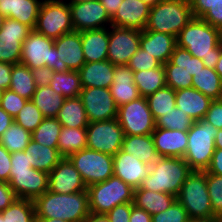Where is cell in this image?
Wrapping results in <instances>:
<instances>
[{
  "label": "cell",
  "instance_id": "9",
  "mask_svg": "<svg viewBox=\"0 0 222 222\" xmlns=\"http://www.w3.org/2000/svg\"><path fill=\"white\" fill-rule=\"evenodd\" d=\"M34 30L51 39L72 32L74 28L69 4L64 0H43Z\"/></svg>",
  "mask_w": 222,
  "mask_h": 222
},
{
  "label": "cell",
  "instance_id": "45",
  "mask_svg": "<svg viewBox=\"0 0 222 222\" xmlns=\"http://www.w3.org/2000/svg\"><path fill=\"white\" fill-rule=\"evenodd\" d=\"M44 118L45 117L36 105L31 100H28L14 118V121L25 130L32 133L41 124Z\"/></svg>",
  "mask_w": 222,
  "mask_h": 222
},
{
  "label": "cell",
  "instance_id": "25",
  "mask_svg": "<svg viewBox=\"0 0 222 222\" xmlns=\"http://www.w3.org/2000/svg\"><path fill=\"white\" fill-rule=\"evenodd\" d=\"M43 0H0V13L34 30Z\"/></svg>",
  "mask_w": 222,
  "mask_h": 222
},
{
  "label": "cell",
  "instance_id": "38",
  "mask_svg": "<svg viewBox=\"0 0 222 222\" xmlns=\"http://www.w3.org/2000/svg\"><path fill=\"white\" fill-rule=\"evenodd\" d=\"M36 88L31 69L22 63L14 64L9 89L26 100H31Z\"/></svg>",
  "mask_w": 222,
  "mask_h": 222
},
{
  "label": "cell",
  "instance_id": "35",
  "mask_svg": "<svg viewBox=\"0 0 222 222\" xmlns=\"http://www.w3.org/2000/svg\"><path fill=\"white\" fill-rule=\"evenodd\" d=\"M134 82L140 96L147 97L155 93L160 88L166 86L164 64L154 69L134 72Z\"/></svg>",
  "mask_w": 222,
  "mask_h": 222
},
{
  "label": "cell",
  "instance_id": "31",
  "mask_svg": "<svg viewBox=\"0 0 222 222\" xmlns=\"http://www.w3.org/2000/svg\"><path fill=\"white\" fill-rule=\"evenodd\" d=\"M175 200L176 197L169 193L153 192L141 187L134 190V205L150 215L164 212Z\"/></svg>",
  "mask_w": 222,
  "mask_h": 222
},
{
  "label": "cell",
  "instance_id": "58",
  "mask_svg": "<svg viewBox=\"0 0 222 222\" xmlns=\"http://www.w3.org/2000/svg\"><path fill=\"white\" fill-rule=\"evenodd\" d=\"M194 18H201L218 0H189Z\"/></svg>",
  "mask_w": 222,
  "mask_h": 222
},
{
  "label": "cell",
  "instance_id": "29",
  "mask_svg": "<svg viewBox=\"0 0 222 222\" xmlns=\"http://www.w3.org/2000/svg\"><path fill=\"white\" fill-rule=\"evenodd\" d=\"M121 150L132 154L135 158L140 159L149 166L159 158L151 134L125 135Z\"/></svg>",
  "mask_w": 222,
  "mask_h": 222
},
{
  "label": "cell",
  "instance_id": "28",
  "mask_svg": "<svg viewBox=\"0 0 222 222\" xmlns=\"http://www.w3.org/2000/svg\"><path fill=\"white\" fill-rule=\"evenodd\" d=\"M81 42L86 63L107 60L109 27L81 31Z\"/></svg>",
  "mask_w": 222,
  "mask_h": 222
},
{
  "label": "cell",
  "instance_id": "20",
  "mask_svg": "<svg viewBox=\"0 0 222 222\" xmlns=\"http://www.w3.org/2000/svg\"><path fill=\"white\" fill-rule=\"evenodd\" d=\"M150 8L151 6L141 0H123L111 18V25L143 31L148 21Z\"/></svg>",
  "mask_w": 222,
  "mask_h": 222
},
{
  "label": "cell",
  "instance_id": "19",
  "mask_svg": "<svg viewBox=\"0 0 222 222\" xmlns=\"http://www.w3.org/2000/svg\"><path fill=\"white\" fill-rule=\"evenodd\" d=\"M149 172V165L121 149L113 156V175L129 184L134 190L140 188Z\"/></svg>",
  "mask_w": 222,
  "mask_h": 222
},
{
  "label": "cell",
  "instance_id": "51",
  "mask_svg": "<svg viewBox=\"0 0 222 222\" xmlns=\"http://www.w3.org/2000/svg\"><path fill=\"white\" fill-rule=\"evenodd\" d=\"M204 120L211 123L218 130L222 129V99L211 101Z\"/></svg>",
  "mask_w": 222,
  "mask_h": 222
},
{
  "label": "cell",
  "instance_id": "3",
  "mask_svg": "<svg viewBox=\"0 0 222 222\" xmlns=\"http://www.w3.org/2000/svg\"><path fill=\"white\" fill-rule=\"evenodd\" d=\"M193 170L183 158L159 157L151 166L141 188L178 196L181 186Z\"/></svg>",
  "mask_w": 222,
  "mask_h": 222
},
{
  "label": "cell",
  "instance_id": "36",
  "mask_svg": "<svg viewBox=\"0 0 222 222\" xmlns=\"http://www.w3.org/2000/svg\"><path fill=\"white\" fill-rule=\"evenodd\" d=\"M86 128L62 127L58 138V151L62 157H69L71 154L87 148Z\"/></svg>",
  "mask_w": 222,
  "mask_h": 222
},
{
  "label": "cell",
  "instance_id": "24",
  "mask_svg": "<svg viewBox=\"0 0 222 222\" xmlns=\"http://www.w3.org/2000/svg\"><path fill=\"white\" fill-rule=\"evenodd\" d=\"M177 46L175 36L170 34L143 30L140 37V48L156 58L162 64L169 61Z\"/></svg>",
  "mask_w": 222,
  "mask_h": 222
},
{
  "label": "cell",
  "instance_id": "71",
  "mask_svg": "<svg viewBox=\"0 0 222 222\" xmlns=\"http://www.w3.org/2000/svg\"><path fill=\"white\" fill-rule=\"evenodd\" d=\"M5 19H6V17L0 13V30L3 26V23H4Z\"/></svg>",
  "mask_w": 222,
  "mask_h": 222
},
{
  "label": "cell",
  "instance_id": "62",
  "mask_svg": "<svg viewBox=\"0 0 222 222\" xmlns=\"http://www.w3.org/2000/svg\"><path fill=\"white\" fill-rule=\"evenodd\" d=\"M105 8L107 14L112 18L117 12L123 0H99Z\"/></svg>",
  "mask_w": 222,
  "mask_h": 222
},
{
  "label": "cell",
  "instance_id": "13",
  "mask_svg": "<svg viewBox=\"0 0 222 222\" xmlns=\"http://www.w3.org/2000/svg\"><path fill=\"white\" fill-rule=\"evenodd\" d=\"M141 32L123 27H109L107 60L113 65H127L140 48Z\"/></svg>",
  "mask_w": 222,
  "mask_h": 222
},
{
  "label": "cell",
  "instance_id": "34",
  "mask_svg": "<svg viewBox=\"0 0 222 222\" xmlns=\"http://www.w3.org/2000/svg\"><path fill=\"white\" fill-rule=\"evenodd\" d=\"M192 87L212 100L222 99V79L214 69L204 66L193 76Z\"/></svg>",
  "mask_w": 222,
  "mask_h": 222
},
{
  "label": "cell",
  "instance_id": "10",
  "mask_svg": "<svg viewBox=\"0 0 222 222\" xmlns=\"http://www.w3.org/2000/svg\"><path fill=\"white\" fill-rule=\"evenodd\" d=\"M68 158L79 171L87 187L113 176V155L86 148Z\"/></svg>",
  "mask_w": 222,
  "mask_h": 222
},
{
  "label": "cell",
  "instance_id": "43",
  "mask_svg": "<svg viewBox=\"0 0 222 222\" xmlns=\"http://www.w3.org/2000/svg\"><path fill=\"white\" fill-rule=\"evenodd\" d=\"M193 123L187 114L175 107L155 120V128L188 131Z\"/></svg>",
  "mask_w": 222,
  "mask_h": 222
},
{
  "label": "cell",
  "instance_id": "55",
  "mask_svg": "<svg viewBox=\"0 0 222 222\" xmlns=\"http://www.w3.org/2000/svg\"><path fill=\"white\" fill-rule=\"evenodd\" d=\"M37 87L50 86L53 77V70L47 66L31 69Z\"/></svg>",
  "mask_w": 222,
  "mask_h": 222
},
{
  "label": "cell",
  "instance_id": "22",
  "mask_svg": "<svg viewBox=\"0 0 222 222\" xmlns=\"http://www.w3.org/2000/svg\"><path fill=\"white\" fill-rule=\"evenodd\" d=\"M58 58L69 70L78 71L86 62L84 59L81 32L73 30L54 39Z\"/></svg>",
  "mask_w": 222,
  "mask_h": 222
},
{
  "label": "cell",
  "instance_id": "60",
  "mask_svg": "<svg viewBox=\"0 0 222 222\" xmlns=\"http://www.w3.org/2000/svg\"><path fill=\"white\" fill-rule=\"evenodd\" d=\"M205 172L222 176V149H215L210 165Z\"/></svg>",
  "mask_w": 222,
  "mask_h": 222
},
{
  "label": "cell",
  "instance_id": "56",
  "mask_svg": "<svg viewBox=\"0 0 222 222\" xmlns=\"http://www.w3.org/2000/svg\"><path fill=\"white\" fill-rule=\"evenodd\" d=\"M11 170V153L0 144V181L9 182Z\"/></svg>",
  "mask_w": 222,
  "mask_h": 222
},
{
  "label": "cell",
  "instance_id": "68",
  "mask_svg": "<svg viewBox=\"0 0 222 222\" xmlns=\"http://www.w3.org/2000/svg\"><path fill=\"white\" fill-rule=\"evenodd\" d=\"M36 222H69V221L56 218H37Z\"/></svg>",
  "mask_w": 222,
  "mask_h": 222
},
{
  "label": "cell",
  "instance_id": "41",
  "mask_svg": "<svg viewBox=\"0 0 222 222\" xmlns=\"http://www.w3.org/2000/svg\"><path fill=\"white\" fill-rule=\"evenodd\" d=\"M31 139V132L13 121L11 126L0 136V144L10 153H14L24 151Z\"/></svg>",
  "mask_w": 222,
  "mask_h": 222
},
{
  "label": "cell",
  "instance_id": "72",
  "mask_svg": "<svg viewBox=\"0 0 222 222\" xmlns=\"http://www.w3.org/2000/svg\"><path fill=\"white\" fill-rule=\"evenodd\" d=\"M2 93H3V90L0 89V100H1V98H2Z\"/></svg>",
  "mask_w": 222,
  "mask_h": 222
},
{
  "label": "cell",
  "instance_id": "26",
  "mask_svg": "<svg viewBox=\"0 0 222 222\" xmlns=\"http://www.w3.org/2000/svg\"><path fill=\"white\" fill-rule=\"evenodd\" d=\"M176 107L193 121L204 119L212 99L193 87L175 91Z\"/></svg>",
  "mask_w": 222,
  "mask_h": 222
},
{
  "label": "cell",
  "instance_id": "2",
  "mask_svg": "<svg viewBox=\"0 0 222 222\" xmlns=\"http://www.w3.org/2000/svg\"><path fill=\"white\" fill-rule=\"evenodd\" d=\"M33 202L37 218L83 222L89 214L87 190L73 194H59L47 190Z\"/></svg>",
  "mask_w": 222,
  "mask_h": 222
},
{
  "label": "cell",
  "instance_id": "4",
  "mask_svg": "<svg viewBox=\"0 0 222 222\" xmlns=\"http://www.w3.org/2000/svg\"><path fill=\"white\" fill-rule=\"evenodd\" d=\"M192 18L189 0H161L151 6L144 30L166 33L177 38Z\"/></svg>",
  "mask_w": 222,
  "mask_h": 222
},
{
  "label": "cell",
  "instance_id": "49",
  "mask_svg": "<svg viewBox=\"0 0 222 222\" xmlns=\"http://www.w3.org/2000/svg\"><path fill=\"white\" fill-rule=\"evenodd\" d=\"M161 65L162 63L160 61L141 48L137 50L127 64L133 72L150 70L160 67Z\"/></svg>",
  "mask_w": 222,
  "mask_h": 222
},
{
  "label": "cell",
  "instance_id": "44",
  "mask_svg": "<svg viewBox=\"0 0 222 222\" xmlns=\"http://www.w3.org/2000/svg\"><path fill=\"white\" fill-rule=\"evenodd\" d=\"M169 61L174 65V70H184L192 76L203 69L204 63L201 59L192 56V54L183 48L176 46Z\"/></svg>",
  "mask_w": 222,
  "mask_h": 222
},
{
  "label": "cell",
  "instance_id": "70",
  "mask_svg": "<svg viewBox=\"0 0 222 222\" xmlns=\"http://www.w3.org/2000/svg\"><path fill=\"white\" fill-rule=\"evenodd\" d=\"M87 1H94V0H68L66 1L67 3H81V2H87Z\"/></svg>",
  "mask_w": 222,
  "mask_h": 222
},
{
  "label": "cell",
  "instance_id": "33",
  "mask_svg": "<svg viewBox=\"0 0 222 222\" xmlns=\"http://www.w3.org/2000/svg\"><path fill=\"white\" fill-rule=\"evenodd\" d=\"M31 101L45 118H56L65 98L54 92L50 86L37 87Z\"/></svg>",
  "mask_w": 222,
  "mask_h": 222
},
{
  "label": "cell",
  "instance_id": "73",
  "mask_svg": "<svg viewBox=\"0 0 222 222\" xmlns=\"http://www.w3.org/2000/svg\"><path fill=\"white\" fill-rule=\"evenodd\" d=\"M0 222H3V217L1 215V213H0Z\"/></svg>",
  "mask_w": 222,
  "mask_h": 222
},
{
  "label": "cell",
  "instance_id": "15",
  "mask_svg": "<svg viewBox=\"0 0 222 222\" xmlns=\"http://www.w3.org/2000/svg\"><path fill=\"white\" fill-rule=\"evenodd\" d=\"M31 31L27 25L6 18L0 30V62L13 65L20 63L22 43Z\"/></svg>",
  "mask_w": 222,
  "mask_h": 222
},
{
  "label": "cell",
  "instance_id": "7",
  "mask_svg": "<svg viewBox=\"0 0 222 222\" xmlns=\"http://www.w3.org/2000/svg\"><path fill=\"white\" fill-rule=\"evenodd\" d=\"M30 69L47 66L53 72L69 71L66 64L58 58L54 39L32 30L22 43L21 62Z\"/></svg>",
  "mask_w": 222,
  "mask_h": 222
},
{
  "label": "cell",
  "instance_id": "16",
  "mask_svg": "<svg viewBox=\"0 0 222 222\" xmlns=\"http://www.w3.org/2000/svg\"><path fill=\"white\" fill-rule=\"evenodd\" d=\"M68 4L75 31L81 32L111 26V18L99 0Z\"/></svg>",
  "mask_w": 222,
  "mask_h": 222
},
{
  "label": "cell",
  "instance_id": "47",
  "mask_svg": "<svg viewBox=\"0 0 222 222\" xmlns=\"http://www.w3.org/2000/svg\"><path fill=\"white\" fill-rule=\"evenodd\" d=\"M166 85L173 90H181L192 87L193 76L184 70H174V65L168 61L164 64Z\"/></svg>",
  "mask_w": 222,
  "mask_h": 222
},
{
  "label": "cell",
  "instance_id": "23",
  "mask_svg": "<svg viewBox=\"0 0 222 222\" xmlns=\"http://www.w3.org/2000/svg\"><path fill=\"white\" fill-rule=\"evenodd\" d=\"M109 89L118 107L141 97L134 82V72L127 65H114L113 83Z\"/></svg>",
  "mask_w": 222,
  "mask_h": 222
},
{
  "label": "cell",
  "instance_id": "64",
  "mask_svg": "<svg viewBox=\"0 0 222 222\" xmlns=\"http://www.w3.org/2000/svg\"><path fill=\"white\" fill-rule=\"evenodd\" d=\"M83 222H110L106 214H96L89 212L87 218Z\"/></svg>",
  "mask_w": 222,
  "mask_h": 222
},
{
  "label": "cell",
  "instance_id": "66",
  "mask_svg": "<svg viewBox=\"0 0 222 222\" xmlns=\"http://www.w3.org/2000/svg\"><path fill=\"white\" fill-rule=\"evenodd\" d=\"M214 142L215 148L222 149V129L218 130Z\"/></svg>",
  "mask_w": 222,
  "mask_h": 222
},
{
  "label": "cell",
  "instance_id": "12",
  "mask_svg": "<svg viewBox=\"0 0 222 222\" xmlns=\"http://www.w3.org/2000/svg\"><path fill=\"white\" fill-rule=\"evenodd\" d=\"M87 148L108 155H115L122 146L124 132L117 118L89 123Z\"/></svg>",
  "mask_w": 222,
  "mask_h": 222
},
{
  "label": "cell",
  "instance_id": "6",
  "mask_svg": "<svg viewBox=\"0 0 222 222\" xmlns=\"http://www.w3.org/2000/svg\"><path fill=\"white\" fill-rule=\"evenodd\" d=\"M89 212L106 214L115 206L134 201V189L116 176L87 187Z\"/></svg>",
  "mask_w": 222,
  "mask_h": 222
},
{
  "label": "cell",
  "instance_id": "52",
  "mask_svg": "<svg viewBox=\"0 0 222 222\" xmlns=\"http://www.w3.org/2000/svg\"><path fill=\"white\" fill-rule=\"evenodd\" d=\"M133 206V202L117 205L111 211L106 213V216L110 222H129Z\"/></svg>",
  "mask_w": 222,
  "mask_h": 222
},
{
  "label": "cell",
  "instance_id": "57",
  "mask_svg": "<svg viewBox=\"0 0 222 222\" xmlns=\"http://www.w3.org/2000/svg\"><path fill=\"white\" fill-rule=\"evenodd\" d=\"M17 199L8 182L0 181V212L4 211Z\"/></svg>",
  "mask_w": 222,
  "mask_h": 222
},
{
  "label": "cell",
  "instance_id": "69",
  "mask_svg": "<svg viewBox=\"0 0 222 222\" xmlns=\"http://www.w3.org/2000/svg\"><path fill=\"white\" fill-rule=\"evenodd\" d=\"M141 1L145 2L149 6H154L156 3H158L161 0H141Z\"/></svg>",
  "mask_w": 222,
  "mask_h": 222
},
{
  "label": "cell",
  "instance_id": "46",
  "mask_svg": "<svg viewBox=\"0 0 222 222\" xmlns=\"http://www.w3.org/2000/svg\"><path fill=\"white\" fill-rule=\"evenodd\" d=\"M206 183L215 218H222V176L206 172Z\"/></svg>",
  "mask_w": 222,
  "mask_h": 222
},
{
  "label": "cell",
  "instance_id": "37",
  "mask_svg": "<svg viewBox=\"0 0 222 222\" xmlns=\"http://www.w3.org/2000/svg\"><path fill=\"white\" fill-rule=\"evenodd\" d=\"M50 87L65 99L80 96L82 85L79 72L73 70L54 72Z\"/></svg>",
  "mask_w": 222,
  "mask_h": 222
},
{
  "label": "cell",
  "instance_id": "14",
  "mask_svg": "<svg viewBox=\"0 0 222 222\" xmlns=\"http://www.w3.org/2000/svg\"><path fill=\"white\" fill-rule=\"evenodd\" d=\"M79 97L89 123L117 118L118 106L109 88H82Z\"/></svg>",
  "mask_w": 222,
  "mask_h": 222
},
{
  "label": "cell",
  "instance_id": "11",
  "mask_svg": "<svg viewBox=\"0 0 222 222\" xmlns=\"http://www.w3.org/2000/svg\"><path fill=\"white\" fill-rule=\"evenodd\" d=\"M117 120L124 135H148L155 130V120L146 97L119 106Z\"/></svg>",
  "mask_w": 222,
  "mask_h": 222
},
{
  "label": "cell",
  "instance_id": "27",
  "mask_svg": "<svg viewBox=\"0 0 222 222\" xmlns=\"http://www.w3.org/2000/svg\"><path fill=\"white\" fill-rule=\"evenodd\" d=\"M78 72L82 88H110L113 83L114 65L108 60L85 63Z\"/></svg>",
  "mask_w": 222,
  "mask_h": 222
},
{
  "label": "cell",
  "instance_id": "32",
  "mask_svg": "<svg viewBox=\"0 0 222 222\" xmlns=\"http://www.w3.org/2000/svg\"><path fill=\"white\" fill-rule=\"evenodd\" d=\"M56 118L62 127L67 128H86L89 124L79 96L65 99Z\"/></svg>",
  "mask_w": 222,
  "mask_h": 222
},
{
  "label": "cell",
  "instance_id": "50",
  "mask_svg": "<svg viewBox=\"0 0 222 222\" xmlns=\"http://www.w3.org/2000/svg\"><path fill=\"white\" fill-rule=\"evenodd\" d=\"M27 101L28 100L19 96L11 89H6L2 93L0 107L10 116L15 118L20 112V110L25 106Z\"/></svg>",
  "mask_w": 222,
  "mask_h": 222
},
{
  "label": "cell",
  "instance_id": "53",
  "mask_svg": "<svg viewBox=\"0 0 222 222\" xmlns=\"http://www.w3.org/2000/svg\"><path fill=\"white\" fill-rule=\"evenodd\" d=\"M201 19L222 31V0L215 2Z\"/></svg>",
  "mask_w": 222,
  "mask_h": 222
},
{
  "label": "cell",
  "instance_id": "40",
  "mask_svg": "<svg viewBox=\"0 0 222 222\" xmlns=\"http://www.w3.org/2000/svg\"><path fill=\"white\" fill-rule=\"evenodd\" d=\"M3 222H36L35 205L32 200L17 198L0 212Z\"/></svg>",
  "mask_w": 222,
  "mask_h": 222
},
{
  "label": "cell",
  "instance_id": "1",
  "mask_svg": "<svg viewBox=\"0 0 222 222\" xmlns=\"http://www.w3.org/2000/svg\"><path fill=\"white\" fill-rule=\"evenodd\" d=\"M177 46L201 59L205 67L214 69L222 49V31L201 18H192L180 31Z\"/></svg>",
  "mask_w": 222,
  "mask_h": 222
},
{
  "label": "cell",
  "instance_id": "61",
  "mask_svg": "<svg viewBox=\"0 0 222 222\" xmlns=\"http://www.w3.org/2000/svg\"><path fill=\"white\" fill-rule=\"evenodd\" d=\"M129 222H152V215L134 205L131 210Z\"/></svg>",
  "mask_w": 222,
  "mask_h": 222
},
{
  "label": "cell",
  "instance_id": "17",
  "mask_svg": "<svg viewBox=\"0 0 222 222\" xmlns=\"http://www.w3.org/2000/svg\"><path fill=\"white\" fill-rule=\"evenodd\" d=\"M48 190L59 194H73L87 190V186L69 158L63 157L48 174Z\"/></svg>",
  "mask_w": 222,
  "mask_h": 222
},
{
  "label": "cell",
  "instance_id": "5",
  "mask_svg": "<svg viewBox=\"0 0 222 222\" xmlns=\"http://www.w3.org/2000/svg\"><path fill=\"white\" fill-rule=\"evenodd\" d=\"M218 129L204 119L194 121L187 131L188 145L183 159L193 171H206L215 151Z\"/></svg>",
  "mask_w": 222,
  "mask_h": 222
},
{
  "label": "cell",
  "instance_id": "8",
  "mask_svg": "<svg viewBox=\"0 0 222 222\" xmlns=\"http://www.w3.org/2000/svg\"><path fill=\"white\" fill-rule=\"evenodd\" d=\"M189 217L215 218L210 202L205 171H192L176 197Z\"/></svg>",
  "mask_w": 222,
  "mask_h": 222
},
{
  "label": "cell",
  "instance_id": "63",
  "mask_svg": "<svg viewBox=\"0 0 222 222\" xmlns=\"http://www.w3.org/2000/svg\"><path fill=\"white\" fill-rule=\"evenodd\" d=\"M13 121L14 118L0 107V136L11 126Z\"/></svg>",
  "mask_w": 222,
  "mask_h": 222
},
{
  "label": "cell",
  "instance_id": "59",
  "mask_svg": "<svg viewBox=\"0 0 222 222\" xmlns=\"http://www.w3.org/2000/svg\"><path fill=\"white\" fill-rule=\"evenodd\" d=\"M13 64L0 62V89H9Z\"/></svg>",
  "mask_w": 222,
  "mask_h": 222
},
{
  "label": "cell",
  "instance_id": "21",
  "mask_svg": "<svg viewBox=\"0 0 222 222\" xmlns=\"http://www.w3.org/2000/svg\"><path fill=\"white\" fill-rule=\"evenodd\" d=\"M151 135L159 157H184L188 145L187 131L155 128Z\"/></svg>",
  "mask_w": 222,
  "mask_h": 222
},
{
  "label": "cell",
  "instance_id": "42",
  "mask_svg": "<svg viewBox=\"0 0 222 222\" xmlns=\"http://www.w3.org/2000/svg\"><path fill=\"white\" fill-rule=\"evenodd\" d=\"M61 129L62 125L57 118H44L41 124L31 133V138L47 147L58 148Z\"/></svg>",
  "mask_w": 222,
  "mask_h": 222
},
{
  "label": "cell",
  "instance_id": "48",
  "mask_svg": "<svg viewBox=\"0 0 222 222\" xmlns=\"http://www.w3.org/2000/svg\"><path fill=\"white\" fill-rule=\"evenodd\" d=\"M188 219L186 209L177 199L164 212L152 215V222H187Z\"/></svg>",
  "mask_w": 222,
  "mask_h": 222
},
{
  "label": "cell",
  "instance_id": "18",
  "mask_svg": "<svg viewBox=\"0 0 222 222\" xmlns=\"http://www.w3.org/2000/svg\"><path fill=\"white\" fill-rule=\"evenodd\" d=\"M8 183L17 198L34 201L48 190V173L35 168L10 172Z\"/></svg>",
  "mask_w": 222,
  "mask_h": 222
},
{
  "label": "cell",
  "instance_id": "54",
  "mask_svg": "<svg viewBox=\"0 0 222 222\" xmlns=\"http://www.w3.org/2000/svg\"><path fill=\"white\" fill-rule=\"evenodd\" d=\"M33 168L28 159V155H25L24 151H18L11 153V170L10 172H22L28 171Z\"/></svg>",
  "mask_w": 222,
  "mask_h": 222
},
{
  "label": "cell",
  "instance_id": "30",
  "mask_svg": "<svg viewBox=\"0 0 222 222\" xmlns=\"http://www.w3.org/2000/svg\"><path fill=\"white\" fill-rule=\"evenodd\" d=\"M24 153L25 155H28V159L33 168L48 174L63 158L59 153L58 148L47 147L32 139L28 143Z\"/></svg>",
  "mask_w": 222,
  "mask_h": 222
},
{
  "label": "cell",
  "instance_id": "65",
  "mask_svg": "<svg viewBox=\"0 0 222 222\" xmlns=\"http://www.w3.org/2000/svg\"><path fill=\"white\" fill-rule=\"evenodd\" d=\"M187 222H220L219 218H193L189 217Z\"/></svg>",
  "mask_w": 222,
  "mask_h": 222
},
{
  "label": "cell",
  "instance_id": "39",
  "mask_svg": "<svg viewBox=\"0 0 222 222\" xmlns=\"http://www.w3.org/2000/svg\"><path fill=\"white\" fill-rule=\"evenodd\" d=\"M154 120L176 107L175 90L164 86L146 97Z\"/></svg>",
  "mask_w": 222,
  "mask_h": 222
},
{
  "label": "cell",
  "instance_id": "67",
  "mask_svg": "<svg viewBox=\"0 0 222 222\" xmlns=\"http://www.w3.org/2000/svg\"><path fill=\"white\" fill-rule=\"evenodd\" d=\"M214 70L220 75V77L222 79V49H221V54H220L219 60L216 64Z\"/></svg>",
  "mask_w": 222,
  "mask_h": 222
}]
</instances>
